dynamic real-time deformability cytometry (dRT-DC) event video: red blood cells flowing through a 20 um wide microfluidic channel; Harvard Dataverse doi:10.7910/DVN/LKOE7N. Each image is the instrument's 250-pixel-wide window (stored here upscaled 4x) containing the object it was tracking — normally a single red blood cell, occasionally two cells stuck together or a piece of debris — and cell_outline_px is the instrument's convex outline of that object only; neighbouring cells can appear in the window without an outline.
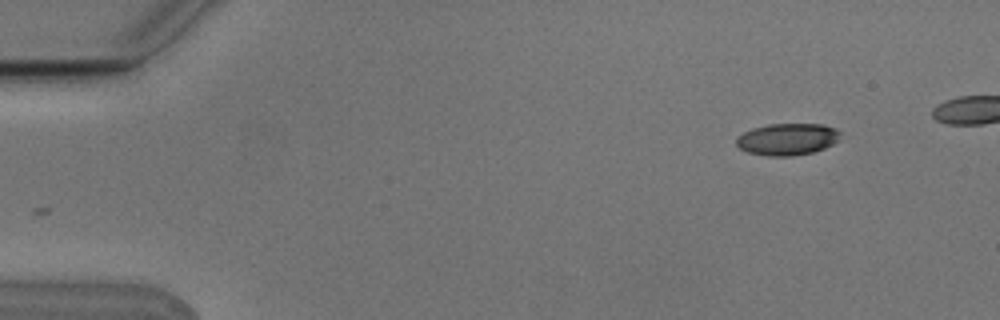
{"species": "Egyptian fruit bat (a non-hibernating species)", "species_latin": "Rousettus aegyptiacus", "temperature_condition": "cold", "stored_images_in_passage": 3, "camera_frame_rate_fps": 3000, "um_per_image_px": 0.085, "animal": {"sex": "male"}, "frame": {"image": 1, "passage_image": 3, "time_ms": 0.667, "image_size_px": [1000, 320], "cell_outline_px": [[840, 132], [836, 140], [832, 144], [824, 148], [812, 152], [792, 156], [768, 156], [748, 152], [740, 148], [736, 144], [736, 136], [752, 128], [768, 124], [820, 124], [836, 128]], "centroid_in_image_um": [66.88, 11.83], "position_along_channel_um": 18.1, "area_um2": 19.19}}